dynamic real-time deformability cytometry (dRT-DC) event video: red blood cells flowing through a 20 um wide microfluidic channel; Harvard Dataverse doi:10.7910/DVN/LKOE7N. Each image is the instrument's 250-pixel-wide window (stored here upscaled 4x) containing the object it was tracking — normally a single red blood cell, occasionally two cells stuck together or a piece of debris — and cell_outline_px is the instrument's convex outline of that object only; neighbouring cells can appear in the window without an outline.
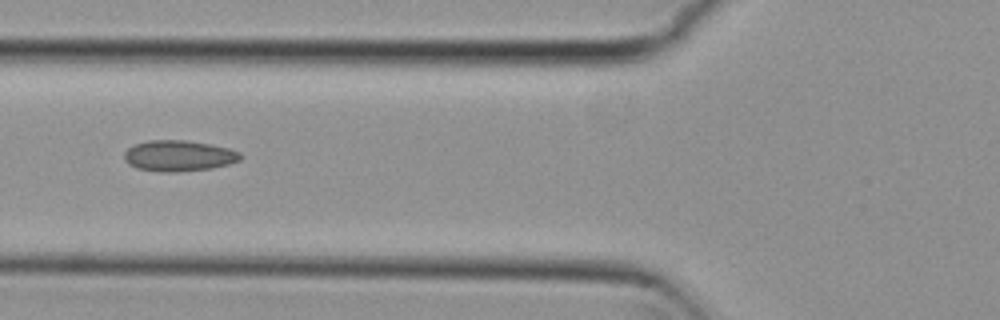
{"species": "common noctule bat (a hibernating species)", "species_latin": "Nyctalus noctula", "temperature_condition": "cold", "stored_images_in_passage": 6, "camera_frame_rate_fps": 3000, "um_per_image_px": 0.085, "animal": {"sex": "female", "body_mass_g": 29.2, "forearm_length_mm": 56.3}, "frame": {"image": 1, "passage_image": 6, "time_ms": 1.667, "image_size_px": [1000, 320], "cell_outline_px": [[244, 156], [240, 160], [228, 164], [212, 168], [176, 172], [160, 172], [136, 168], [128, 164], [124, 160], [124, 152], [128, 148], [136, 144], [148, 140], [188, 140], [232, 148], [240, 152]], "centroid_in_image_um": [15.22, 13.24], "position_along_channel_um": 110.6, "area_um2": 21.21}}